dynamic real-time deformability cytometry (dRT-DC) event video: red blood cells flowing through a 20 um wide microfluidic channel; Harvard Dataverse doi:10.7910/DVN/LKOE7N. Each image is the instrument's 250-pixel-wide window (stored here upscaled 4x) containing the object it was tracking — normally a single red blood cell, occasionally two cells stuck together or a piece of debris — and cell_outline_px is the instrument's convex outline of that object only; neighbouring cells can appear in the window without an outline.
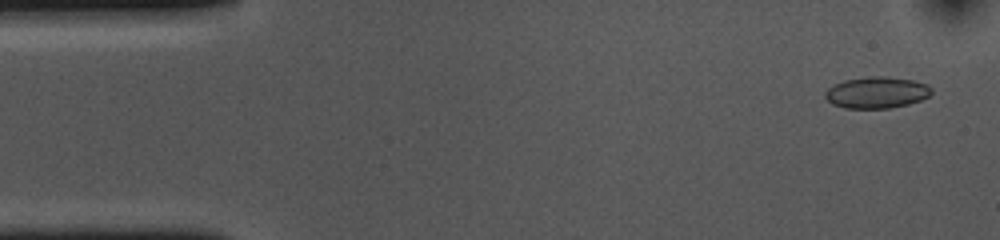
{"species": "common noctule bat (a hibernating species)", "species_latin": "Nyctalus noctula", "temperature_condition": "cold", "stored_images_in_passage": 54, "camera_frame_rate_fps": 3000, "um_per_image_px": 0.085, "animal": {"sex": "female", "body_mass_g": 10.0, "forearm_length_mm": 53.1}, "frame": {"image": 1, "passage_image": 3, "time_ms": 0.667, "image_size_px": [1000, 240], "cell_outline_px": [[932, 92], [928, 96], [920, 100], [908, 104], [888, 108], [844, 108], [832, 104], [824, 96], [824, 92], [828, 88], [844, 80], [868, 76], [884, 76], [912, 80], [928, 84], [932, 88]], "centroid_in_image_um": [74.51, 7.86], "position_along_channel_um": 10.5, "area_um2": 19.48}}
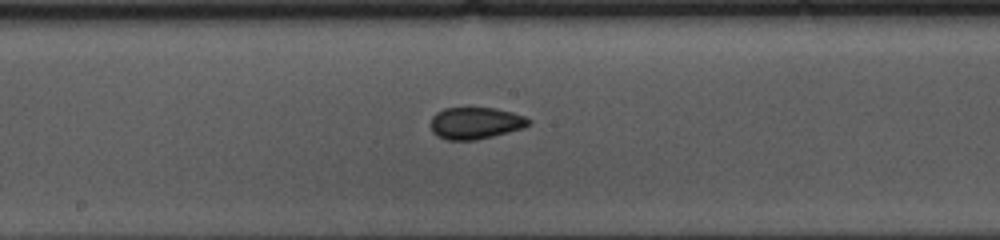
{"frame": {"image": 2, "passage_image": 27, "time_ms": 8.667, "image_size_px": [1000, 240], "cell_outline_px": [[532, 120], [524, 128], [476, 140], [448, 140], [436, 136], [432, 132], [432, 116], [436, 112], [444, 108], [496, 108], [512, 112], [524, 116]], "centroid_in_image_um": [40.41, 10.46], "position_along_channel_um": 207.8, "area_um2": 18.15}}
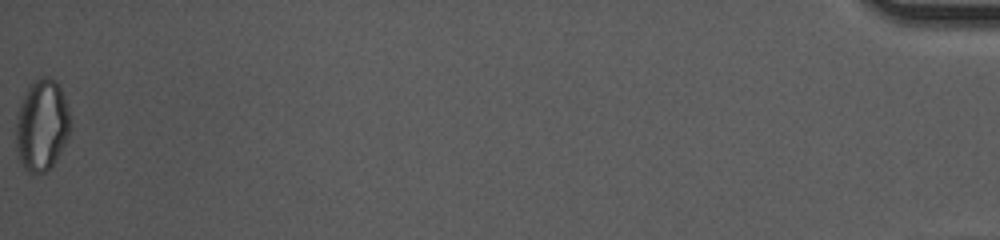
{"frame": {"image": 3, "passage_image": 54, "time_ms": 17.667, "image_size_px": [1000, 240], "cell_outline_px": [[68, 136], [56, 160], [44, 172], [28, 172], [24, 168], [20, 160], [16, 148], [16, 124], [20, 104], [28, 84], [32, 80], [40, 76], [48, 76], [56, 80], [64, 96], [68, 108]], "centroid_in_image_um": [3.53, 10.59], "position_along_channel_um": 431.7, "area_um2": 28.67}, "authors_computed_cell_mechanics": {"area_um2": 18.6694, "velocity_mm_per_s": 3.6756, "shape_relaxation_time_tau1_ms": 7.4149, "shape_relaxation_time_tau2_ms": 1.8511, "deformation_change_tau1": 0.1126, "deformation_change_tau2": 0.0651}}